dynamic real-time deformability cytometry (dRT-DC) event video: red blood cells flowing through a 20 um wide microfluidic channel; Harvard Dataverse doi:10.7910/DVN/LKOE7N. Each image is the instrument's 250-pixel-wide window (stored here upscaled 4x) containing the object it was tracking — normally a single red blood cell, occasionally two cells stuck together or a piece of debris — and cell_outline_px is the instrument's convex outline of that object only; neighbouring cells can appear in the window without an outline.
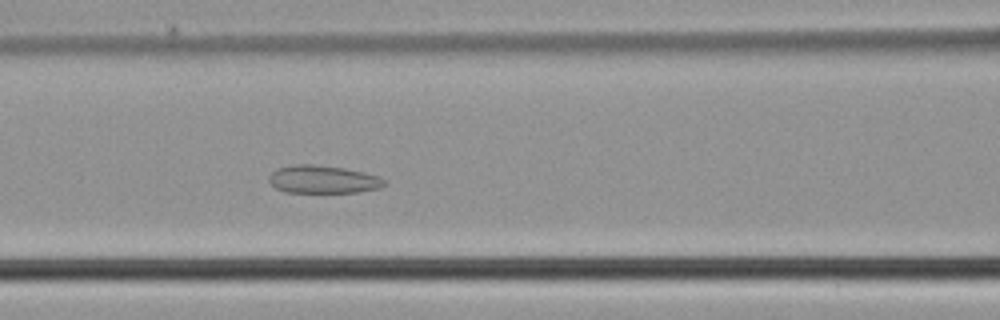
{"species": "common noctule bat (a hibernating species)", "species_latin": "Nyctalus noctula", "temperature_condition": "cold", "stored_images_in_passage": 43, "camera_frame_rate_fps": 3000, "um_per_image_px": 0.085, "animal": {"sex": "male", "body_mass_g": 21.5, "forearm_length_mm": 52.0}, "frame": {"image": 1, "passage_image": 14, "time_ms": 4.333, "image_size_px": [1000, 320], "cell_outline_px": [[388, 184], [380, 188], [356, 192], [284, 192], [276, 188], [268, 180], [268, 176], [276, 168], [296, 164], [312, 164], [344, 168], [364, 172], [380, 176]], "centroid_in_image_um": [27.46, 15.24], "position_along_channel_um": 139.1, "area_um2": 18.84}}
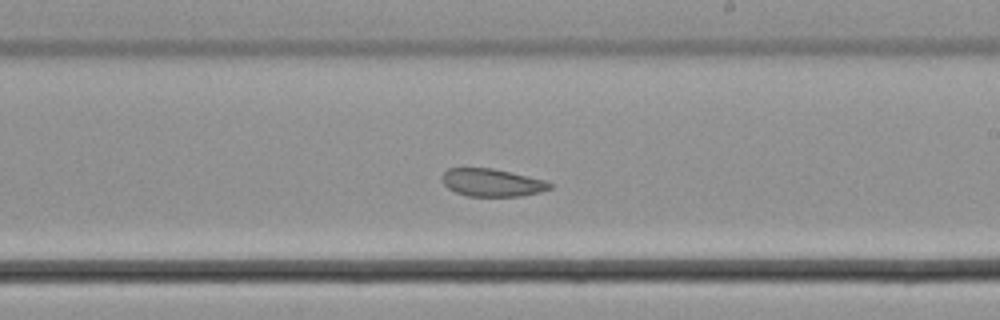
{"frame": {"image": 2, "passage_image": 22, "time_ms": 7.0, "image_size_px": [1000, 320], "cell_outline_px": [[552, 188], [540, 192], [520, 196], [468, 196], [456, 192], [448, 188], [444, 184], [440, 176], [448, 168], [492, 168], [544, 180], [552, 184]], "centroid_in_image_um": [41.79, 15.52], "position_along_channel_um": 247.2, "area_um2": 17.28}}
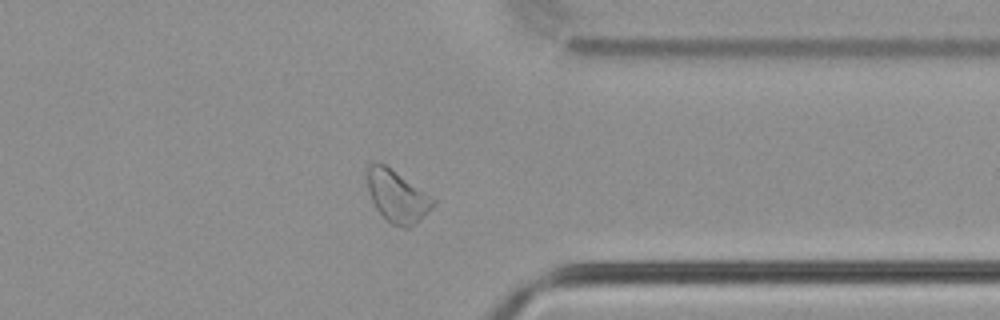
{"frame": {"image": 3, "passage_image": 32, "time_ms": 10.333, "image_size_px": [1000, 320], "cell_outline_px": [[436, 200], [432, 208], [428, 212], [408, 228], [400, 228], [392, 224], [376, 208], [372, 200], [368, 188], [364, 168], [368, 164], [376, 160], [384, 164], [432, 196]], "centroid_in_image_um": [33.71, 16.64], "position_along_channel_um": 377.7, "area_um2": 19.94}}